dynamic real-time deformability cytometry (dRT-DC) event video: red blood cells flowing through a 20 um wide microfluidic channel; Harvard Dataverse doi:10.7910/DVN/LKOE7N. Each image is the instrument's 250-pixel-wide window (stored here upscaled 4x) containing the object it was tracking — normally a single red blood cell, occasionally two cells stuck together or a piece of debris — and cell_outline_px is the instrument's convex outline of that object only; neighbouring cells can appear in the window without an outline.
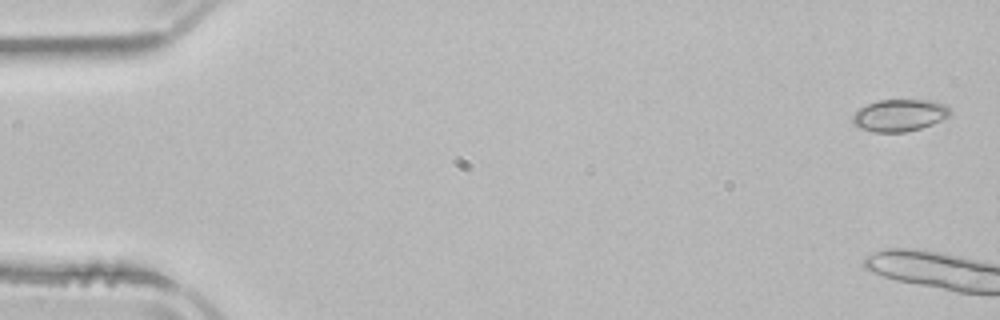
{"species": "common noctule bat (a hibernating species)", "species_latin": "Nyctalus noctula", "temperature_condition": "room temperature", "stored_images_in_passage": 5, "camera_frame_rate_fps": 3000, "um_per_image_px": 0.085, "animal": {"sex": "male", "body_mass_g": 21.5, "forearm_length_mm": 52.0}, "frame": {"image": 1, "passage_image": 1, "time_ms": 0.0, "image_size_px": [1000, 320], "cell_outline_px": [[948, 116], [932, 124], [920, 128], [904, 132], [872, 132], [860, 128], [852, 124], [852, 116], [860, 108], [868, 104], [880, 100], [932, 100], [944, 104], [948, 108]], "centroid_in_image_um": [76.41, 9.8], "position_along_channel_um": 8.6, "area_um2": 17.98}}
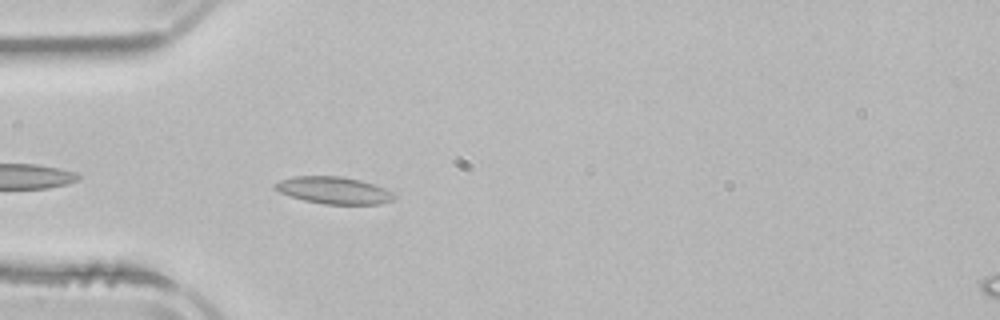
{"frame": {"image": 2, "passage_image": 5, "time_ms": 6.0, "image_size_px": [1000, 320], "cell_outline_px": [[396, 196], [392, 200], [380, 204], [324, 204], [304, 200], [280, 192], [272, 188], [272, 184], [280, 180], [296, 176], [344, 176], [360, 180], [384, 188], [392, 192]], "centroid_in_image_um": [28.35, 16.17], "position_along_channel_um": 56.6, "area_um2": 18.73}}